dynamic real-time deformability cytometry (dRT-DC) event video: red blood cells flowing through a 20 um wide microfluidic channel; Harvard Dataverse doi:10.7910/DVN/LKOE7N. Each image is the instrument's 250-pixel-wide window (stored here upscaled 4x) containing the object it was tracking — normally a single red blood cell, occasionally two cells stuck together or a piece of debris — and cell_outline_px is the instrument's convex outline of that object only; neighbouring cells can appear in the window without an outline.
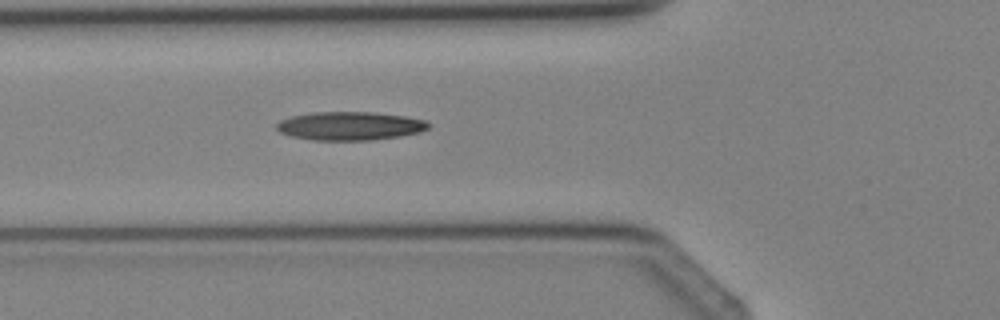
{"species": "Egyptian fruit bat (a non-hibernating species)", "species_latin": "Rousettus aegyptiacus", "temperature_condition": "cold", "stored_images_in_passage": 4, "camera_frame_rate_fps": 3000, "um_per_image_px": 0.085, "animal": {"sex": "female"}, "frame": {"image": 1, "passage_image": 4, "time_ms": 3.667, "image_size_px": [1000, 320], "cell_outline_px": [[432, 124], [428, 128], [420, 132], [400, 136], [372, 140], [312, 140], [292, 136], [280, 132], [276, 128], [276, 124], [280, 120], [292, 116], [316, 112], [372, 112], [404, 116], [428, 120]], "centroid_in_image_um": [29.78, 10.7], "position_along_channel_um": 96.0, "area_um2": 25.26}}